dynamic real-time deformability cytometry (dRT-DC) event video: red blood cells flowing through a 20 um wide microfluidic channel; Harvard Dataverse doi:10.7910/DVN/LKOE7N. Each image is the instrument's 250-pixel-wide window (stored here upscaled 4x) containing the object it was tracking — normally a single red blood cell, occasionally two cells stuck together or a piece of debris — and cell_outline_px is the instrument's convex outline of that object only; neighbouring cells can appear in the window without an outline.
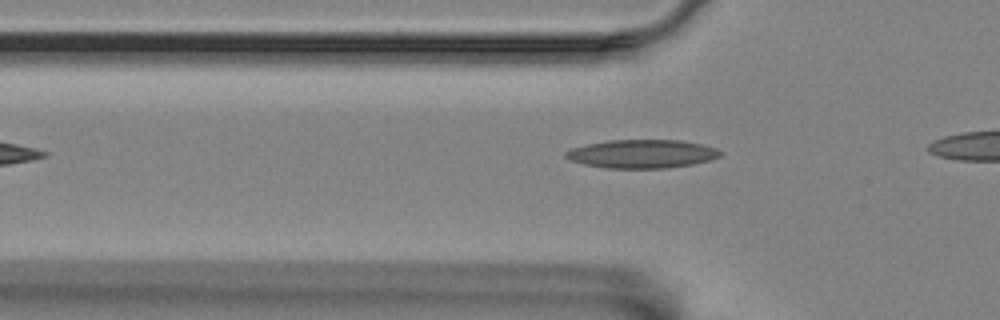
{"species": "Egyptian fruit bat (a non-hibernating species)", "species_latin": "Rousettus aegyptiacus", "temperature_condition": "room temperature", "stored_images_in_passage": 13, "camera_frame_rate_fps": 3000, "um_per_image_px": 0.085, "animal": {"sex": "female"}, "frame": {"image": 1, "passage_image": 3, "time_ms": 0.667, "image_size_px": [1000, 320], "cell_outline_px": [[720, 156], [708, 160], [692, 164], [664, 168], [608, 168], [584, 164], [572, 160], [564, 156], [564, 152], [572, 148], [588, 144], [608, 140], [680, 140], [700, 144], [716, 148], [720, 152]], "centroid_in_image_um": [54.54, 13.07], "position_along_channel_um": 71.3, "area_um2": 25.32}}
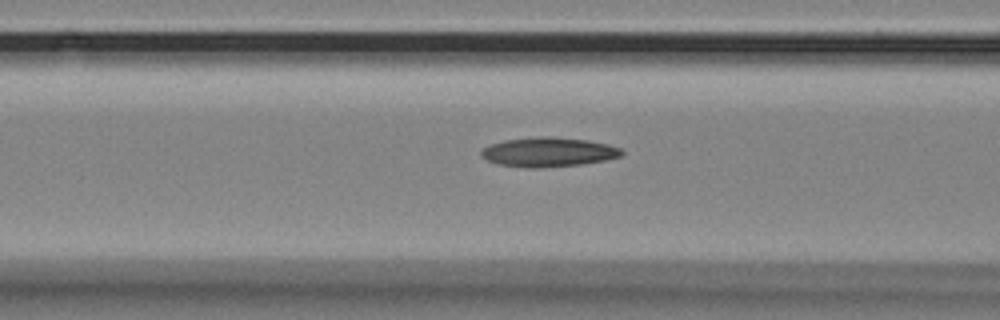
{"frame": {"image": 2, "passage_image": 7, "time_ms": 2.0, "image_size_px": [1000, 320], "cell_outline_px": [[624, 152], [620, 156], [604, 160], [580, 164], [540, 168], [528, 168], [496, 164], [480, 156], [480, 152], [484, 148], [492, 144], [504, 140], [544, 136], [552, 136], [588, 140], [608, 144], [620, 148]], "centroid_in_image_um": [46.6, 12.92], "position_along_channel_um": 120.0, "area_um2": 23.99}}
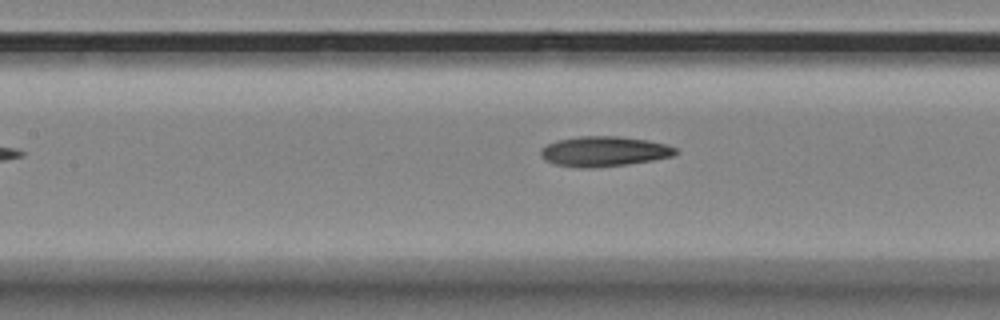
{"frame": {"image": 3, "passage_image": 10, "time_ms": 3.0, "image_size_px": [1000, 320], "cell_outline_px": [[676, 152], [672, 156], [652, 160], [628, 164], [596, 168], [580, 168], [552, 164], [544, 160], [540, 156], [540, 148], [556, 140], [580, 136], [616, 136], [648, 140], [664, 144], [676, 148]], "centroid_in_image_um": [51.27, 12.88], "position_along_channel_um": 156.1, "area_um2": 23.76}}